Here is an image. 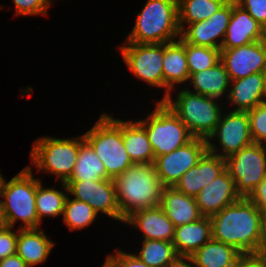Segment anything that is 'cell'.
I'll return each mask as SVG.
<instances>
[{"label":"cell","mask_w":266,"mask_h":267,"mask_svg":"<svg viewBox=\"0 0 266 267\" xmlns=\"http://www.w3.org/2000/svg\"><path fill=\"white\" fill-rule=\"evenodd\" d=\"M262 215L250 198H240L210 217L212 239L234 246L243 256L260 255Z\"/></svg>","instance_id":"1"},{"label":"cell","mask_w":266,"mask_h":267,"mask_svg":"<svg viewBox=\"0 0 266 267\" xmlns=\"http://www.w3.org/2000/svg\"><path fill=\"white\" fill-rule=\"evenodd\" d=\"M113 181L122 223L137 210L161 204L165 186L157 175L153 163H133Z\"/></svg>","instance_id":"2"},{"label":"cell","mask_w":266,"mask_h":267,"mask_svg":"<svg viewBox=\"0 0 266 267\" xmlns=\"http://www.w3.org/2000/svg\"><path fill=\"white\" fill-rule=\"evenodd\" d=\"M181 37L178 0H147L136 15L126 42L138 44L170 43Z\"/></svg>","instance_id":"3"},{"label":"cell","mask_w":266,"mask_h":267,"mask_svg":"<svg viewBox=\"0 0 266 267\" xmlns=\"http://www.w3.org/2000/svg\"><path fill=\"white\" fill-rule=\"evenodd\" d=\"M32 168L26 166L9 181L0 177V197L7 226L14 228L17 221H22L19 229L40 228L35 197L36 178Z\"/></svg>","instance_id":"4"},{"label":"cell","mask_w":266,"mask_h":267,"mask_svg":"<svg viewBox=\"0 0 266 267\" xmlns=\"http://www.w3.org/2000/svg\"><path fill=\"white\" fill-rule=\"evenodd\" d=\"M83 137L104 163L106 174L111 179L133 164L123 142L121 119L102 113Z\"/></svg>","instance_id":"5"},{"label":"cell","mask_w":266,"mask_h":267,"mask_svg":"<svg viewBox=\"0 0 266 267\" xmlns=\"http://www.w3.org/2000/svg\"><path fill=\"white\" fill-rule=\"evenodd\" d=\"M176 100L169 94L163 100L185 124L194 138L207 139L215 130L223 114L218 99L189 91L187 88L176 93Z\"/></svg>","instance_id":"6"},{"label":"cell","mask_w":266,"mask_h":267,"mask_svg":"<svg viewBox=\"0 0 266 267\" xmlns=\"http://www.w3.org/2000/svg\"><path fill=\"white\" fill-rule=\"evenodd\" d=\"M84 141L83 134L67 139L40 137L33 142L31 166L28 167L35 166L39 172L55 175L57 181L65 183L74 170L79 147Z\"/></svg>","instance_id":"7"},{"label":"cell","mask_w":266,"mask_h":267,"mask_svg":"<svg viewBox=\"0 0 266 267\" xmlns=\"http://www.w3.org/2000/svg\"><path fill=\"white\" fill-rule=\"evenodd\" d=\"M137 122L146 130L154 159L186 145L194 138L170 107L160 100L148 117Z\"/></svg>","instance_id":"8"},{"label":"cell","mask_w":266,"mask_h":267,"mask_svg":"<svg viewBox=\"0 0 266 267\" xmlns=\"http://www.w3.org/2000/svg\"><path fill=\"white\" fill-rule=\"evenodd\" d=\"M225 169L234 180L240 198H250L266 179V149L264 144L251 143L225 158Z\"/></svg>","instance_id":"9"},{"label":"cell","mask_w":266,"mask_h":267,"mask_svg":"<svg viewBox=\"0 0 266 267\" xmlns=\"http://www.w3.org/2000/svg\"><path fill=\"white\" fill-rule=\"evenodd\" d=\"M224 114V115H223ZM213 133L206 139L207 151L227 158L253 143L247 111L223 113ZM217 141V145L214 141ZM218 144H220L218 146Z\"/></svg>","instance_id":"10"},{"label":"cell","mask_w":266,"mask_h":267,"mask_svg":"<svg viewBox=\"0 0 266 267\" xmlns=\"http://www.w3.org/2000/svg\"><path fill=\"white\" fill-rule=\"evenodd\" d=\"M119 49L126 66L135 78L144 81L150 87L164 89V43L138 44L124 41V45Z\"/></svg>","instance_id":"11"},{"label":"cell","mask_w":266,"mask_h":267,"mask_svg":"<svg viewBox=\"0 0 266 267\" xmlns=\"http://www.w3.org/2000/svg\"><path fill=\"white\" fill-rule=\"evenodd\" d=\"M68 195L88 203L98 214L122 222L113 179L66 181Z\"/></svg>","instance_id":"12"},{"label":"cell","mask_w":266,"mask_h":267,"mask_svg":"<svg viewBox=\"0 0 266 267\" xmlns=\"http://www.w3.org/2000/svg\"><path fill=\"white\" fill-rule=\"evenodd\" d=\"M206 151V139L193 138L186 145L155 157L153 164L163 185L174 187L181 176L194 167Z\"/></svg>","instance_id":"13"},{"label":"cell","mask_w":266,"mask_h":267,"mask_svg":"<svg viewBox=\"0 0 266 267\" xmlns=\"http://www.w3.org/2000/svg\"><path fill=\"white\" fill-rule=\"evenodd\" d=\"M232 15V0H228L207 20L188 24L181 37L190 44L221 50L227 27Z\"/></svg>","instance_id":"14"},{"label":"cell","mask_w":266,"mask_h":267,"mask_svg":"<svg viewBox=\"0 0 266 267\" xmlns=\"http://www.w3.org/2000/svg\"><path fill=\"white\" fill-rule=\"evenodd\" d=\"M221 61L231 80L262 72L266 65V41L221 49Z\"/></svg>","instance_id":"15"},{"label":"cell","mask_w":266,"mask_h":267,"mask_svg":"<svg viewBox=\"0 0 266 267\" xmlns=\"http://www.w3.org/2000/svg\"><path fill=\"white\" fill-rule=\"evenodd\" d=\"M239 199L240 196L236 192L234 180L226 169L200 190L195 197L196 204L203 217H211Z\"/></svg>","instance_id":"16"},{"label":"cell","mask_w":266,"mask_h":267,"mask_svg":"<svg viewBox=\"0 0 266 267\" xmlns=\"http://www.w3.org/2000/svg\"><path fill=\"white\" fill-rule=\"evenodd\" d=\"M225 170V158L206 151L197 164L184 173L175 188L187 196L196 197L200 190Z\"/></svg>","instance_id":"17"},{"label":"cell","mask_w":266,"mask_h":267,"mask_svg":"<svg viewBox=\"0 0 266 267\" xmlns=\"http://www.w3.org/2000/svg\"><path fill=\"white\" fill-rule=\"evenodd\" d=\"M162 67L165 92L160 101L172 94L173 90H179L178 85L189 83L190 73L186 57V41L182 37L176 41L164 43Z\"/></svg>","instance_id":"18"},{"label":"cell","mask_w":266,"mask_h":267,"mask_svg":"<svg viewBox=\"0 0 266 267\" xmlns=\"http://www.w3.org/2000/svg\"><path fill=\"white\" fill-rule=\"evenodd\" d=\"M124 224L141 231L143 240L172 242L174 237L175 225L160 205L135 211L125 219Z\"/></svg>","instance_id":"19"},{"label":"cell","mask_w":266,"mask_h":267,"mask_svg":"<svg viewBox=\"0 0 266 267\" xmlns=\"http://www.w3.org/2000/svg\"><path fill=\"white\" fill-rule=\"evenodd\" d=\"M264 40L263 27L232 0V15L221 49H231Z\"/></svg>","instance_id":"20"},{"label":"cell","mask_w":266,"mask_h":267,"mask_svg":"<svg viewBox=\"0 0 266 267\" xmlns=\"http://www.w3.org/2000/svg\"><path fill=\"white\" fill-rule=\"evenodd\" d=\"M226 101L232 104L234 111H248L266 101V89L262 73L231 80Z\"/></svg>","instance_id":"21"},{"label":"cell","mask_w":266,"mask_h":267,"mask_svg":"<svg viewBox=\"0 0 266 267\" xmlns=\"http://www.w3.org/2000/svg\"><path fill=\"white\" fill-rule=\"evenodd\" d=\"M55 243L39 228H18L16 254L29 266L45 262Z\"/></svg>","instance_id":"22"},{"label":"cell","mask_w":266,"mask_h":267,"mask_svg":"<svg viewBox=\"0 0 266 267\" xmlns=\"http://www.w3.org/2000/svg\"><path fill=\"white\" fill-rule=\"evenodd\" d=\"M160 206L175 227L195 222L203 217L195 198L183 194L175 187L164 188Z\"/></svg>","instance_id":"23"},{"label":"cell","mask_w":266,"mask_h":267,"mask_svg":"<svg viewBox=\"0 0 266 267\" xmlns=\"http://www.w3.org/2000/svg\"><path fill=\"white\" fill-rule=\"evenodd\" d=\"M189 81V85L193 88V90L187 88L189 91L218 100L224 96L227 99L231 84V79L221 60L211 68L191 73Z\"/></svg>","instance_id":"24"},{"label":"cell","mask_w":266,"mask_h":267,"mask_svg":"<svg viewBox=\"0 0 266 267\" xmlns=\"http://www.w3.org/2000/svg\"><path fill=\"white\" fill-rule=\"evenodd\" d=\"M212 239L210 217L175 227L172 243L178 255L191 256Z\"/></svg>","instance_id":"25"},{"label":"cell","mask_w":266,"mask_h":267,"mask_svg":"<svg viewBox=\"0 0 266 267\" xmlns=\"http://www.w3.org/2000/svg\"><path fill=\"white\" fill-rule=\"evenodd\" d=\"M242 256L234 246L214 239L191 255L195 267H235Z\"/></svg>","instance_id":"26"},{"label":"cell","mask_w":266,"mask_h":267,"mask_svg":"<svg viewBox=\"0 0 266 267\" xmlns=\"http://www.w3.org/2000/svg\"><path fill=\"white\" fill-rule=\"evenodd\" d=\"M122 137L125 149L133 163H153L154 152L146 130L133 120H122Z\"/></svg>","instance_id":"27"},{"label":"cell","mask_w":266,"mask_h":267,"mask_svg":"<svg viewBox=\"0 0 266 267\" xmlns=\"http://www.w3.org/2000/svg\"><path fill=\"white\" fill-rule=\"evenodd\" d=\"M111 179L105 171L104 163L99 159L92 147L84 141L77 155L74 170L67 181H93Z\"/></svg>","instance_id":"28"},{"label":"cell","mask_w":266,"mask_h":267,"mask_svg":"<svg viewBox=\"0 0 266 267\" xmlns=\"http://www.w3.org/2000/svg\"><path fill=\"white\" fill-rule=\"evenodd\" d=\"M64 192L53 188L43 187L42 181L36 178V197L35 206L38 216V221L42 223L44 217L62 216L65 200L68 196L67 186L61 182Z\"/></svg>","instance_id":"29"},{"label":"cell","mask_w":266,"mask_h":267,"mask_svg":"<svg viewBox=\"0 0 266 267\" xmlns=\"http://www.w3.org/2000/svg\"><path fill=\"white\" fill-rule=\"evenodd\" d=\"M228 0H178L180 31L188 24L207 20Z\"/></svg>","instance_id":"30"},{"label":"cell","mask_w":266,"mask_h":267,"mask_svg":"<svg viewBox=\"0 0 266 267\" xmlns=\"http://www.w3.org/2000/svg\"><path fill=\"white\" fill-rule=\"evenodd\" d=\"M142 242L140 252L134 255L148 266L166 267L178 255L172 242L155 239Z\"/></svg>","instance_id":"31"},{"label":"cell","mask_w":266,"mask_h":267,"mask_svg":"<svg viewBox=\"0 0 266 267\" xmlns=\"http://www.w3.org/2000/svg\"><path fill=\"white\" fill-rule=\"evenodd\" d=\"M97 217L98 213L88 203L67 196L62 218L70 231L88 227Z\"/></svg>","instance_id":"32"},{"label":"cell","mask_w":266,"mask_h":267,"mask_svg":"<svg viewBox=\"0 0 266 267\" xmlns=\"http://www.w3.org/2000/svg\"><path fill=\"white\" fill-rule=\"evenodd\" d=\"M186 57L189 73H197L216 65L221 60V50L186 42Z\"/></svg>","instance_id":"33"},{"label":"cell","mask_w":266,"mask_h":267,"mask_svg":"<svg viewBox=\"0 0 266 267\" xmlns=\"http://www.w3.org/2000/svg\"><path fill=\"white\" fill-rule=\"evenodd\" d=\"M250 133L254 143L266 142V101L247 111Z\"/></svg>","instance_id":"34"},{"label":"cell","mask_w":266,"mask_h":267,"mask_svg":"<svg viewBox=\"0 0 266 267\" xmlns=\"http://www.w3.org/2000/svg\"><path fill=\"white\" fill-rule=\"evenodd\" d=\"M17 16H48L52 0H12Z\"/></svg>","instance_id":"35"},{"label":"cell","mask_w":266,"mask_h":267,"mask_svg":"<svg viewBox=\"0 0 266 267\" xmlns=\"http://www.w3.org/2000/svg\"><path fill=\"white\" fill-rule=\"evenodd\" d=\"M12 229L10 226L0 228V260L16 254L18 229L17 232Z\"/></svg>","instance_id":"36"},{"label":"cell","mask_w":266,"mask_h":267,"mask_svg":"<svg viewBox=\"0 0 266 267\" xmlns=\"http://www.w3.org/2000/svg\"><path fill=\"white\" fill-rule=\"evenodd\" d=\"M107 259L115 267H151L142 262L137 256L133 253H128L121 250L120 248L115 249V253L108 255Z\"/></svg>","instance_id":"37"},{"label":"cell","mask_w":266,"mask_h":267,"mask_svg":"<svg viewBox=\"0 0 266 267\" xmlns=\"http://www.w3.org/2000/svg\"><path fill=\"white\" fill-rule=\"evenodd\" d=\"M235 1L263 27V25L266 23V0H235Z\"/></svg>","instance_id":"38"},{"label":"cell","mask_w":266,"mask_h":267,"mask_svg":"<svg viewBox=\"0 0 266 267\" xmlns=\"http://www.w3.org/2000/svg\"><path fill=\"white\" fill-rule=\"evenodd\" d=\"M250 199L263 214L266 213V179L256 188Z\"/></svg>","instance_id":"39"},{"label":"cell","mask_w":266,"mask_h":267,"mask_svg":"<svg viewBox=\"0 0 266 267\" xmlns=\"http://www.w3.org/2000/svg\"><path fill=\"white\" fill-rule=\"evenodd\" d=\"M235 267H266V258L264 255L242 256Z\"/></svg>","instance_id":"40"},{"label":"cell","mask_w":266,"mask_h":267,"mask_svg":"<svg viewBox=\"0 0 266 267\" xmlns=\"http://www.w3.org/2000/svg\"><path fill=\"white\" fill-rule=\"evenodd\" d=\"M0 267H29L25 261L17 254L8 256L0 260Z\"/></svg>","instance_id":"41"},{"label":"cell","mask_w":266,"mask_h":267,"mask_svg":"<svg viewBox=\"0 0 266 267\" xmlns=\"http://www.w3.org/2000/svg\"><path fill=\"white\" fill-rule=\"evenodd\" d=\"M166 267H195L191 256L177 255Z\"/></svg>","instance_id":"42"},{"label":"cell","mask_w":266,"mask_h":267,"mask_svg":"<svg viewBox=\"0 0 266 267\" xmlns=\"http://www.w3.org/2000/svg\"><path fill=\"white\" fill-rule=\"evenodd\" d=\"M266 254V213L261 219V234H260V255Z\"/></svg>","instance_id":"43"},{"label":"cell","mask_w":266,"mask_h":267,"mask_svg":"<svg viewBox=\"0 0 266 267\" xmlns=\"http://www.w3.org/2000/svg\"><path fill=\"white\" fill-rule=\"evenodd\" d=\"M7 223L4 216V210L2 205V200H0V228L6 227Z\"/></svg>","instance_id":"44"},{"label":"cell","mask_w":266,"mask_h":267,"mask_svg":"<svg viewBox=\"0 0 266 267\" xmlns=\"http://www.w3.org/2000/svg\"><path fill=\"white\" fill-rule=\"evenodd\" d=\"M102 267H115V266L106 258Z\"/></svg>","instance_id":"45"},{"label":"cell","mask_w":266,"mask_h":267,"mask_svg":"<svg viewBox=\"0 0 266 267\" xmlns=\"http://www.w3.org/2000/svg\"><path fill=\"white\" fill-rule=\"evenodd\" d=\"M261 73H262V76H263L264 86H265V89H266V65L263 68Z\"/></svg>","instance_id":"46"},{"label":"cell","mask_w":266,"mask_h":267,"mask_svg":"<svg viewBox=\"0 0 266 267\" xmlns=\"http://www.w3.org/2000/svg\"><path fill=\"white\" fill-rule=\"evenodd\" d=\"M263 38L266 41V23L263 25Z\"/></svg>","instance_id":"47"}]
</instances>
